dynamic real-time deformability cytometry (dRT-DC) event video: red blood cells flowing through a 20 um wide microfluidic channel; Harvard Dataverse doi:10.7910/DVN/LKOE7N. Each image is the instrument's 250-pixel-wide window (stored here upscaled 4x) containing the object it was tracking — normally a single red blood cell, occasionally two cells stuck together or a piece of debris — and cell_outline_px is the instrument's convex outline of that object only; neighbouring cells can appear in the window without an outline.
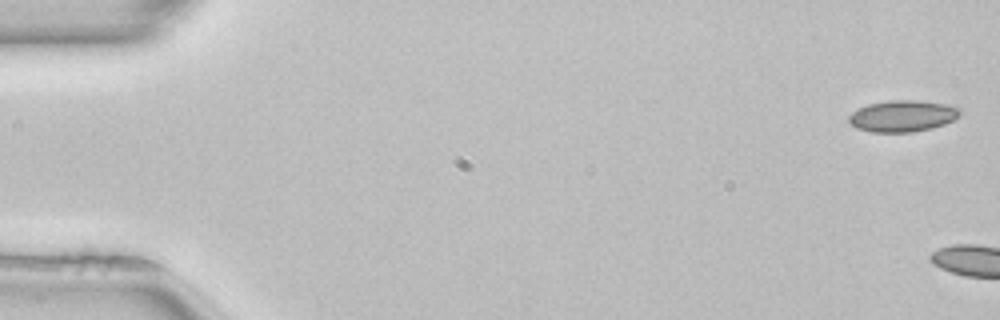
{"species": "common noctule bat (a hibernating species)", "species_latin": "Nyctalus noctula", "temperature_condition": "room temperature", "stored_images_in_passage": 4, "camera_frame_rate_fps": 3000, "um_per_image_px": 0.085, "animal": {"sex": "female", "body_mass_g": 22.7, "forearm_length_mm": 54.2}, "frame": {"image": 1, "passage_image": 1, "time_ms": 0.0, "image_size_px": [1000, 320], "cell_outline_px": [[960, 116], [944, 124], [932, 128], [912, 132], [872, 132], [856, 128], [848, 120], [848, 116], [852, 112], [868, 104], [892, 100], [916, 100], [944, 104], [960, 108]], "centroid_in_image_um": [76.71, 9.86], "position_along_channel_um": 8.3, "area_um2": 20.23}}